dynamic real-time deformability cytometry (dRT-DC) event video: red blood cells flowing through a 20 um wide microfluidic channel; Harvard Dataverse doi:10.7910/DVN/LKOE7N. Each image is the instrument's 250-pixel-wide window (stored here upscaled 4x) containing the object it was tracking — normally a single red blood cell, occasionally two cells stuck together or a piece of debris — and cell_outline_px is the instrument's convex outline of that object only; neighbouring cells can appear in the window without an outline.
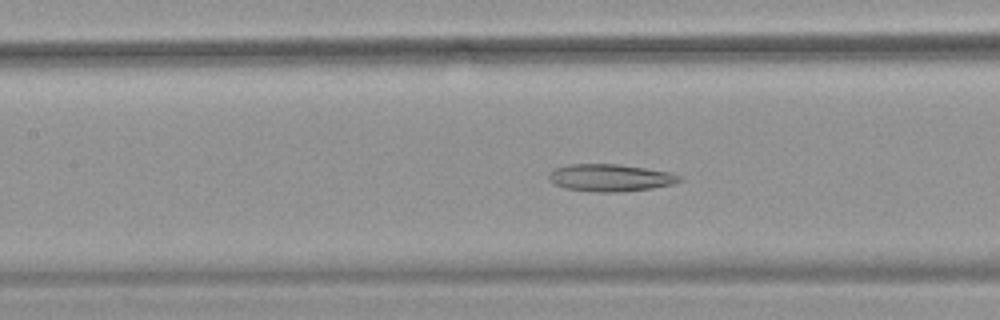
{"species": "common noctule bat (a hibernating species)", "species_latin": "Nyctalus noctula", "temperature_condition": "warm", "stored_images_in_passage": 47, "camera_frame_rate_fps": 3000, "um_per_image_px": 0.085, "animal": {"sex": "female", "body_mass_g": 18.4}, "frame": {"image": 1, "passage_image": 19, "time_ms": 6.0, "image_size_px": [1000, 320], "cell_outline_px": [[684, 180], [672, 184], [652, 188], [616, 192], [596, 192], [564, 188], [552, 184], [548, 176], [548, 172], [552, 168], [568, 164], [616, 164], [644, 168], [668, 172], [680, 176]], "centroid_in_image_um": [51.8, 15.1], "position_along_channel_um": 155.6, "area_um2": 20.81}}
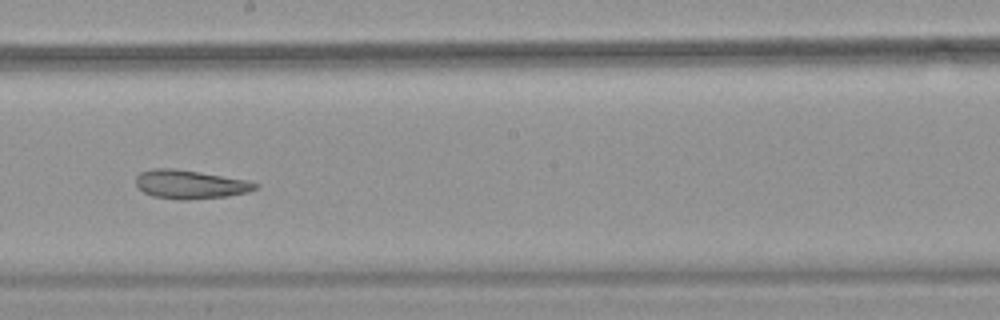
{"frame": {"image": 2, "passage_image": 25, "time_ms": 8.0, "image_size_px": [1000, 320], "cell_outline_px": [[260, 188], [248, 192], [228, 196], [184, 200], [180, 200], [152, 196], [144, 192], [136, 184], [136, 176], [140, 172], [152, 168], [172, 168], [200, 172], [248, 180], [260, 184]], "centroid_in_image_um": [16.2, 15.67], "position_along_channel_um": 232.0, "area_um2": 20.11}}
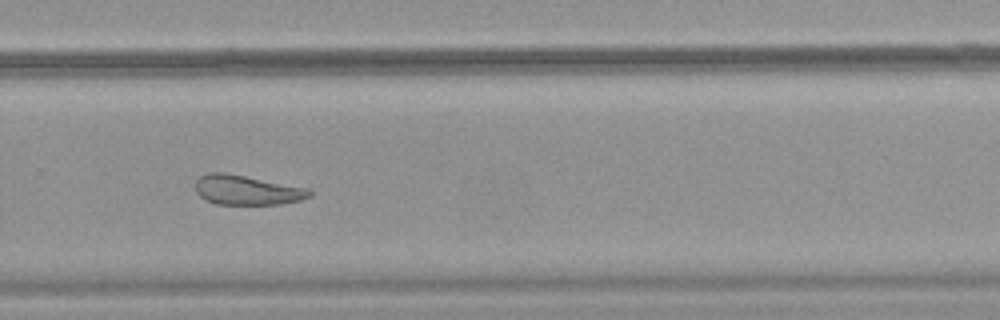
{"frame": {"image": 3, "passage_image": 31, "time_ms": 10.0, "image_size_px": [1000, 320], "cell_outline_px": [[312, 196], [300, 200], [280, 204], [216, 204], [204, 200], [196, 192], [196, 180], [200, 176], [208, 172], [224, 172], [308, 188], [312, 192]], "centroid_in_image_um": [20.96, 16.15], "position_along_channel_um": 308.8, "area_um2": 19.71}, "authors_computed_cell_mechanics": {"area_um2": 23.5246, "velocity_mm_per_s": 3.8574, "shape_relaxation_time_tau1_ms": null, "shape_relaxation_time_tau2_ms": 5.3941, "deformation_change_tau1": null, "deformation_change_tau2": 0.1454}}